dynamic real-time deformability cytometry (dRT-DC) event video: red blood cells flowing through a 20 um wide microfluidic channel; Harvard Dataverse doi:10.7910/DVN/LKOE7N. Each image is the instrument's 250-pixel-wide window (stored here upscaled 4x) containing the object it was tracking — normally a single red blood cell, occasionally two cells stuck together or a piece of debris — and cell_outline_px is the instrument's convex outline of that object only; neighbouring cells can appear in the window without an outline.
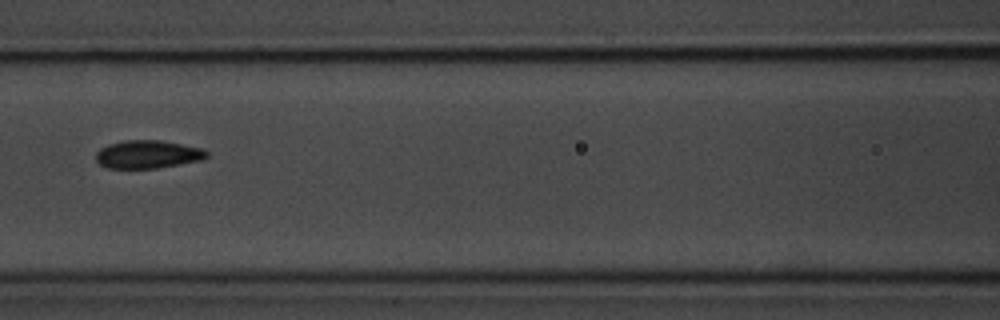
{"species": "common noctule bat (a hibernating species)", "species_latin": "Nyctalus noctula", "temperature_condition": "room temperature", "stored_images_in_passage": 8, "camera_frame_rate_fps": 3000, "um_per_image_px": 0.085, "animal": {"sex": "male", "body_mass_g": 20.1, "forearm_length_mm": 53.5}, "frame": {"image": 1, "passage_image": 4, "time_ms": 3.333, "image_size_px": [1000, 320], "cell_outline_px": [[208, 156], [200, 160], [180, 164], [156, 168], [108, 168], [100, 164], [96, 160], [96, 152], [100, 148], [108, 144], [124, 140], [160, 140], [200, 148], [208, 152]], "centroid_in_image_um": [12.52, 13.11], "position_along_channel_um": 154.1, "area_um2": 17.98}}
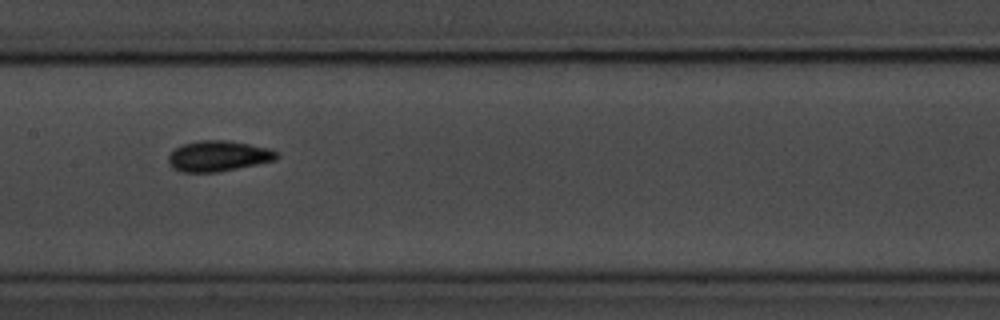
{"frame": {"image": 2, "passage_image": 5, "time_ms": 4.333, "image_size_px": [1000, 320], "cell_outline_px": [[280, 156], [276, 160], [216, 172], [180, 172], [172, 168], [168, 164], [168, 156], [176, 148], [184, 144], [200, 140], [228, 140], [268, 148], [280, 152]], "centroid_in_image_um": [18.56, 13.26], "position_along_channel_um": 188.8, "area_um2": 19.31}}